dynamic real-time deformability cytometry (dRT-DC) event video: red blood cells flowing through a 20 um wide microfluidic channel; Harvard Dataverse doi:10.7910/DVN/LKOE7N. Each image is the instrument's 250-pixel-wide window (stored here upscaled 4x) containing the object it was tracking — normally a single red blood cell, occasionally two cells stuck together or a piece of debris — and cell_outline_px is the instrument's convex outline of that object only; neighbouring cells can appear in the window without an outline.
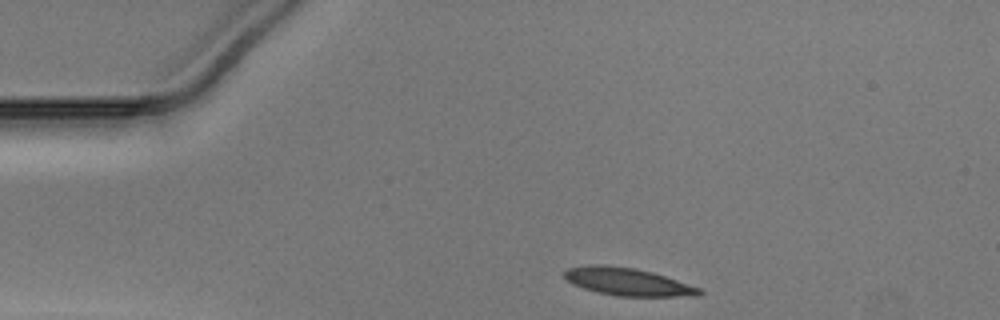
{"species": "Egyptian fruit bat (a non-hibernating species)", "species_latin": "Rousettus aegyptiacus", "temperature_condition": "warm", "stored_images_in_passage": 32, "camera_frame_rate_fps": 3000, "um_per_image_px": 0.085, "animal": {"sex": "male"}, "frame": {"image": 1, "passage_image": 1, "time_ms": 0.0, "image_size_px": [1000, 320], "cell_outline_px": [[704, 292], [696, 296], [616, 296], [596, 292], [572, 284], [564, 276], [564, 272], [568, 268], [588, 264], [600, 264], [632, 268], [652, 272], [700, 288]], "centroid_in_image_um": [53.32, 23.95], "position_along_channel_um": 31.7, "area_um2": 21.56}}
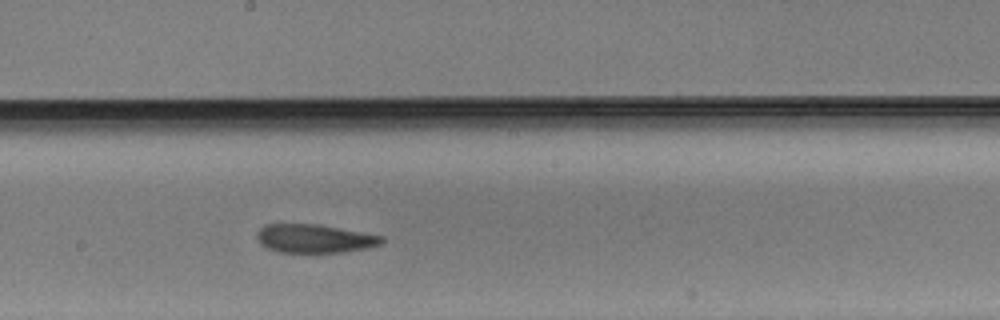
{"frame": {"image": 2, "passage_image": 19, "time_ms": 6.0, "image_size_px": [1000, 320], "cell_outline_px": [[384, 240], [380, 244], [368, 248], [344, 252], [280, 252], [268, 248], [260, 244], [256, 236], [256, 232], [264, 224], [316, 224], [384, 236]], "centroid_in_image_um": [26.71, 20.27], "position_along_channel_um": 221.5, "area_um2": 20.69}}
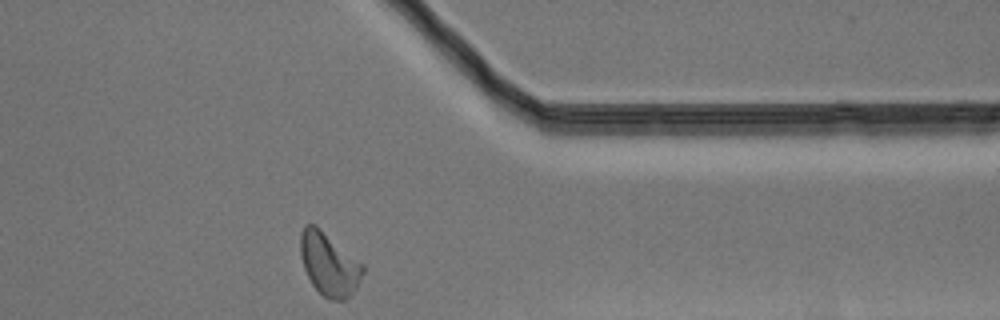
{"frame": {"image": 3, "passage_image": 32, "time_ms": 10.333, "image_size_px": [1000, 320], "cell_outline_px": [[364, 272], [356, 288], [344, 300], [328, 300], [312, 284], [304, 268], [300, 256], [300, 232], [304, 224], [316, 224], [364, 264]], "centroid_in_image_um": [27.96, 22.42], "position_along_channel_um": 383.4, "area_um2": 23.0}}